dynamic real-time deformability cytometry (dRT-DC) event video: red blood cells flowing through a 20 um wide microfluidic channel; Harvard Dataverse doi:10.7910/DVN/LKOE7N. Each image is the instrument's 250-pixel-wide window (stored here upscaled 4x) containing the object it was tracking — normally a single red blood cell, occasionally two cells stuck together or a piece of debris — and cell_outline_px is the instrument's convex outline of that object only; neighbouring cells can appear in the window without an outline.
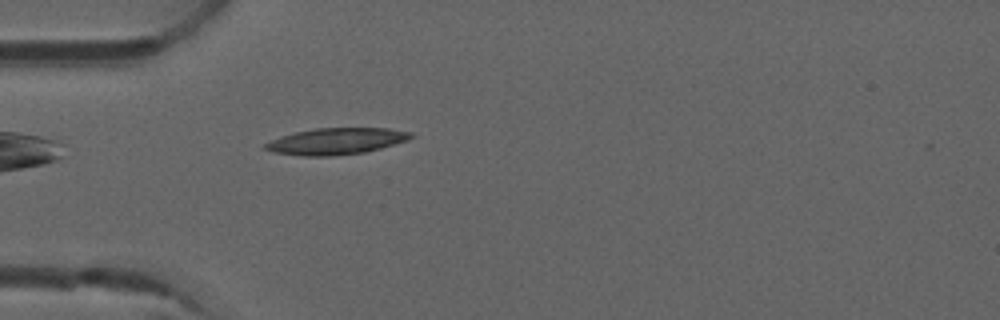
{"species": "common noctule bat (a hibernating species)", "species_latin": "Nyctalus noctula", "temperature_condition": "room temperature", "stored_images_in_passage": 31, "camera_frame_rate_fps": 3000, "um_per_image_px": 0.085, "animal": {"sex": "male", "forearm_length_mm": 52.5}, "frame": {"image": 1, "passage_image": 1, "time_ms": 0.0, "image_size_px": [1000, 320], "cell_outline_px": [[412, 136], [408, 140], [380, 148], [364, 152], [328, 156], [300, 156], [272, 152], [264, 148], [264, 144], [280, 136], [296, 132], [316, 128], [388, 128], [412, 132]], "centroid_in_image_um": [28.56, 12.0], "position_along_channel_um": 56.4, "area_um2": 22.31}}
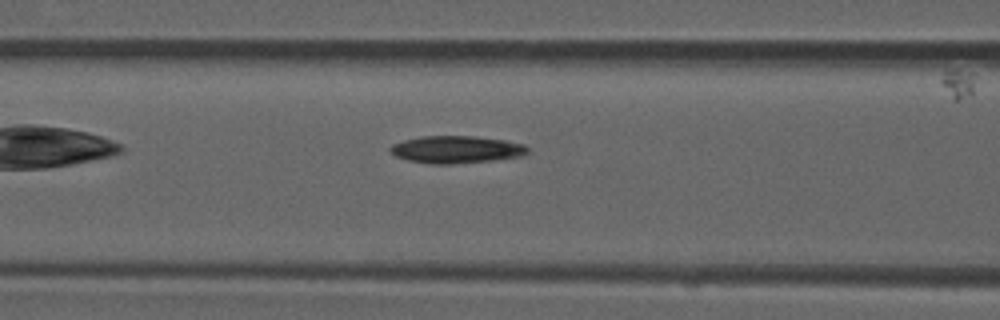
{"frame": {"image": 2, "passage_image": 7, "time_ms": 2.0, "image_size_px": [1000, 320], "cell_outline_px": [[528, 152], [524, 156], [492, 160], [452, 164], [428, 164], [408, 160], [396, 156], [388, 148], [392, 144], [404, 140], [420, 136], [476, 136], [504, 140], [524, 144], [528, 148]], "centroid_in_image_um": [38.79, 12.71], "position_along_channel_um": 127.8, "area_um2": 21.96}}
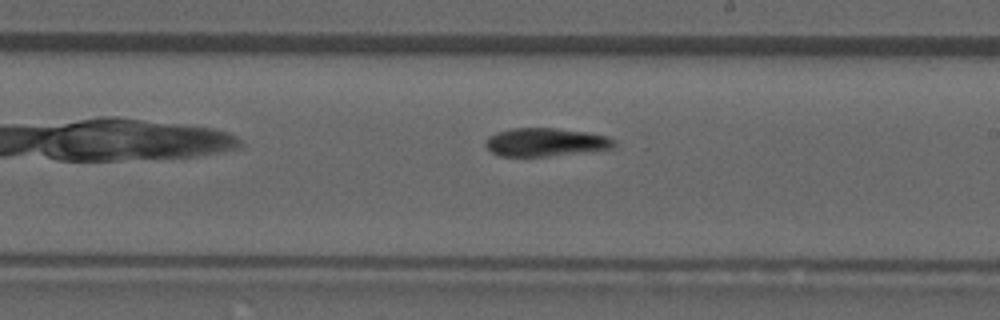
{"frame": {"image": 3, "passage_image": 16, "time_ms": 5.0, "image_size_px": [1000, 320], "cell_outline_px": [[616, 144], [612, 148], [544, 156], [500, 156], [492, 152], [484, 144], [488, 136], [512, 128], [556, 128], [588, 132], [608, 136], [616, 140]], "centroid_in_image_um": [46.38, 12.07], "position_along_channel_um": 242.6, "area_um2": 20.92}, "authors_computed_cell_mechanics": {"area_um2": 21.964, "velocity_mm_per_s": 3.8479, "shape_relaxation_time_tau1_ms": null, "shape_relaxation_time_tau2_ms": 3.1133, "deformation_change_tau1": null, "deformation_change_tau2": 0.0873}}